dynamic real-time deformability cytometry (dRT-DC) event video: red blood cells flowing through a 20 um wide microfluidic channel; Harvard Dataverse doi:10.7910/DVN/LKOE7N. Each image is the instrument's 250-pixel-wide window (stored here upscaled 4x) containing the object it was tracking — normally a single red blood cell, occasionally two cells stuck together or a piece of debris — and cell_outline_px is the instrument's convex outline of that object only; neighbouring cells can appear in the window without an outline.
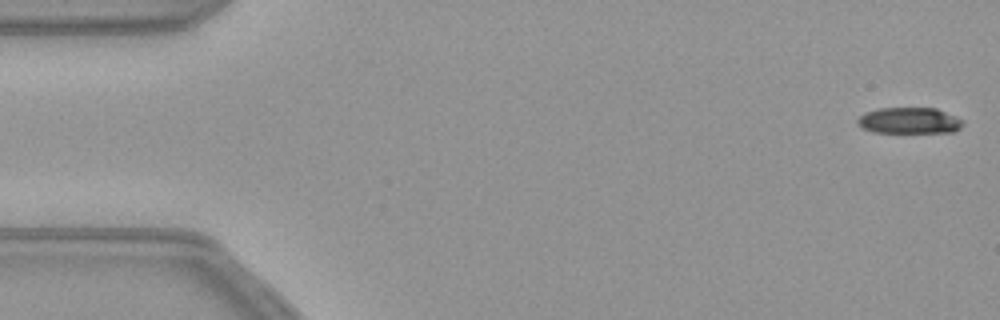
{"species": "common noctule bat (a hibernating species)", "species_latin": "Nyctalus noctula", "temperature_condition": "warm", "stored_images_in_passage": 54, "camera_frame_rate_fps": 3000, "um_per_image_px": 0.085, "animal": {"sex": "female", "body_mass_g": 21.9}, "frame": {"image": 1, "passage_image": 1, "time_ms": 0.0, "image_size_px": [1000, 320], "cell_outline_px": [[964, 124], [956, 132], [872, 132], [856, 124], [856, 120], [864, 112], [880, 108], [936, 108], [956, 116], [964, 120]], "centroid_in_image_um": [77.31, 10.25], "position_along_channel_um": 7.7, "area_um2": 16.18}}
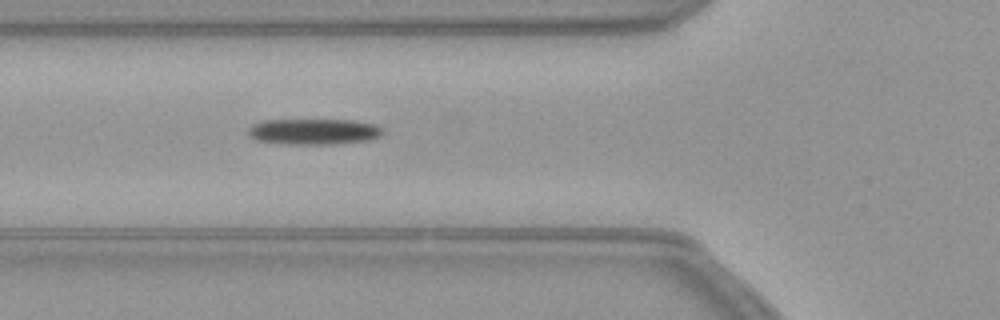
{"frame": {"image": 2, "passage_image": 19, "time_ms": 6.0, "image_size_px": [1000, 320], "cell_outline_px": [[384, 132], [380, 136], [368, 140], [332, 144], [288, 144], [256, 140], [248, 136], [248, 128], [252, 124], [264, 120], [352, 120], [376, 124], [384, 128]], "centroid_in_image_um": [26.68, 11.18], "position_along_channel_um": 99.1, "area_um2": 20.4}}
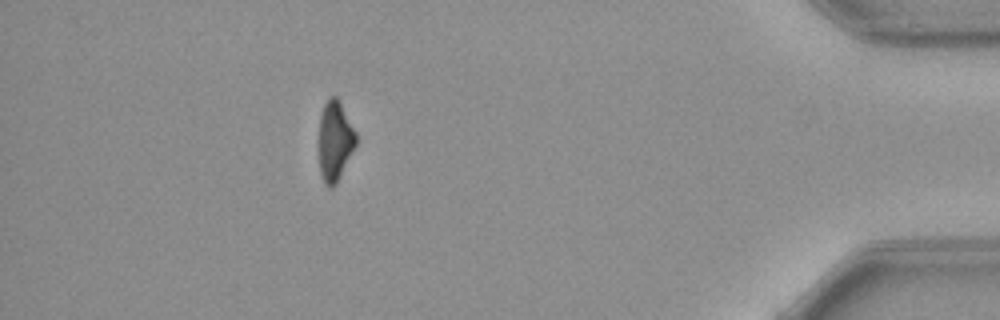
{"frame": {"image": 3, "passage_image": 48, "time_ms": 15.667, "image_size_px": [1000, 320], "cell_outline_px": [[356, 144], [336, 184], [332, 188], [328, 188], [324, 184], [320, 172], [316, 140], [320, 112], [328, 96], [336, 96], [340, 100], [356, 132]], "centroid_in_image_um": [28.4, 11.95], "position_along_channel_um": 406.8, "area_um2": 18.09}}